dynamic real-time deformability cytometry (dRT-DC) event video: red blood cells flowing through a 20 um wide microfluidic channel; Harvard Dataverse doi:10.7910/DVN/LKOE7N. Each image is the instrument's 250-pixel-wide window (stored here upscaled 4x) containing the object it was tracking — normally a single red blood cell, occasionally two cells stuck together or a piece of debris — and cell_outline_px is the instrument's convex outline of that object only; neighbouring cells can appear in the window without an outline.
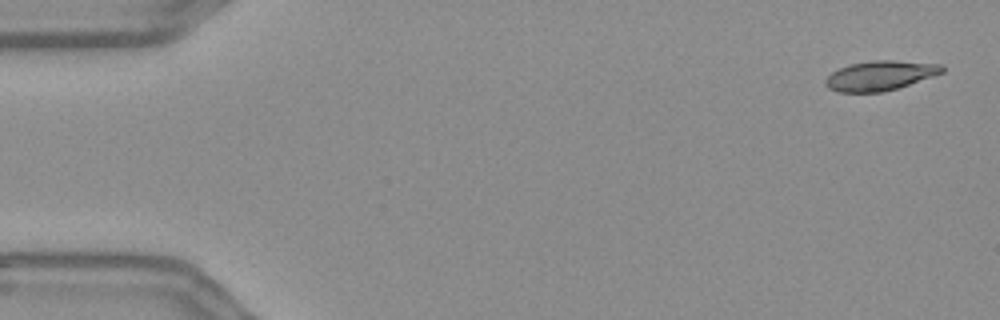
{"species": "Egyptian fruit bat (a non-hibernating species)", "species_latin": "Rousettus aegyptiacus", "temperature_condition": "warm", "stored_images_in_passage": 54, "camera_frame_rate_fps": 3000, "um_per_image_px": 0.085, "frame": {"image": 1, "passage_image": 1, "time_ms": 0.0, "image_size_px": [1000, 320], "cell_outline_px": [[944, 72], [896, 88], [880, 92], [836, 92], [828, 88], [824, 84], [824, 80], [832, 72], [848, 64], [872, 60], [892, 60], [944, 64]], "centroid_in_image_um": [74.78, 6.41], "position_along_channel_um": 10.2, "area_um2": 20.11}}
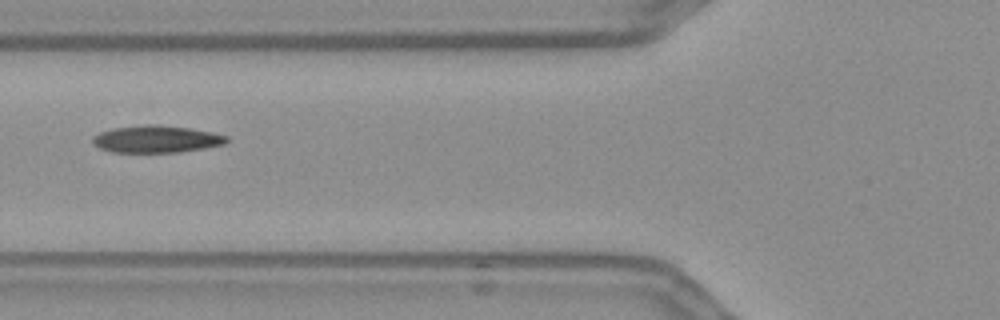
{"frame": {"image": 2, "passage_image": 20, "time_ms": 6.333, "image_size_px": [1000, 320], "cell_outline_px": [[232, 140], [224, 144], [204, 148], [180, 152], [112, 152], [100, 148], [92, 144], [92, 136], [100, 132], [112, 128], [148, 124], [160, 124], [188, 128], [212, 132], [228, 136]], "centroid_in_image_um": [13.3, 11.82], "position_along_channel_um": 112.5, "area_um2": 21.39}}
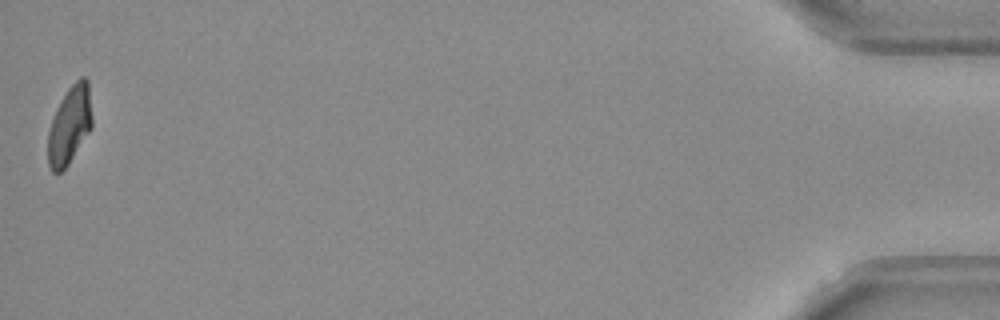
{"frame": {"image": 3, "passage_image": 54, "time_ms": 17.667, "image_size_px": [1000, 320], "cell_outline_px": [[92, 128], [68, 164], [60, 172], [52, 172], [48, 164], [48, 132], [56, 108], [68, 88], [80, 76], [84, 76], [88, 80], [92, 116]], "centroid_in_image_um": [5.93, 10.61], "position_along_channel_um": 429.3, "area_um2": 20.0}, "authors_computed_cell_mechanics": {"area_um2": 21.0681, "velocity_mm_per_s": 3.6484, "shape_relaxation_time_tau1_ms": 5.9588, "shape_relaxation_time_tau2_ms": 2.6172, "deformation_change_tau1": 0.2052, "deformation_change_tau2": 0.0974}}